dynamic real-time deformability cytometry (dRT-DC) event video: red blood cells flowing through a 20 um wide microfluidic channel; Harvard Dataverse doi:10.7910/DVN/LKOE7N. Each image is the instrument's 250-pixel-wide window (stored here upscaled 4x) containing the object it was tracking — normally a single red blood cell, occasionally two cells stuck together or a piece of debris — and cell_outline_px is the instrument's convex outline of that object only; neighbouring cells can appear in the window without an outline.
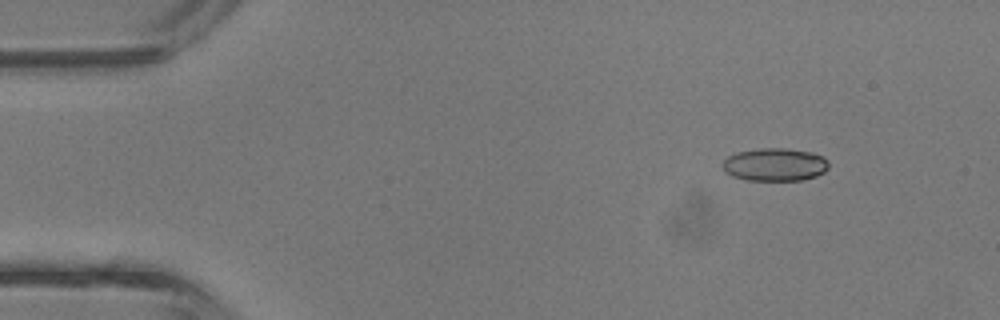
{"species": "common noctule bat (a hibernating species)", "species_latin": "Nyctalus noctula", "temperature_condition": "room temperature", "stored_images_in_passage": 3, "camera_frame_rate_fps": 3000, "um_per_image_px": 0.085, "animal": {"sex": "male", "body_mass_g": 13.3}, "frame": {"image": 1, "passage_image": 1, "time_ms": 0.0, "image_size_px": [1000, 320], "cell_outline_px": [[828, 168], [824, 172], [816, 176], [804, 180], [748, 180], [732, 176], [724, 172], [720, 164], [728, 156], [736, 152], [760, 148], [784, 148], [812, 152], [824, 156], [828, 160]], "centroid_in_image_um": [65.85, 13.98], "position_along_channel_um": 19.1, "area_um2": 20.63}}
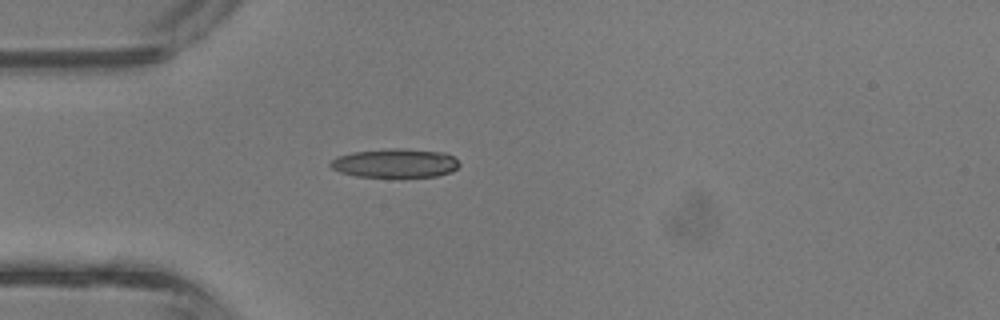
{"frame": {"image": 2, "passage_image": 3, "time_ms": 0.667, "image_size_px": [1000, 320], "cell_outline_px": [[460, 164], [452, 172], [436, 176], [356, 176], [340, 172], [332, 168], [328, 164], [336, 156], [352, 152], [388, 148], [400, 148], [444, 152], [452, 156]], "centroid_in_image_um": [33.56, 13.85], "position_along_channel_um": 51.4, "area_um2": 21.56}}